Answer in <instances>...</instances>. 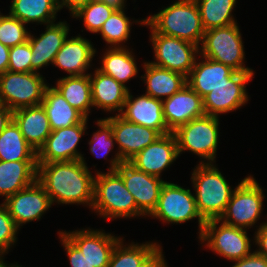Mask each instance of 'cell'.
<instances>
[{
    "mask_svg": "<svg viewBox=\"0 0 267 267\" xmlns=\"http://www.w3.org/2000/svg\"><path fill=\"white\" fill-rule=\"evenodd\" d=\"M37 181L51 202L93 204L94 177L84 160L38 163Z\"/></svg>",
    "mask_w": 267,
    "mask_h": 267,
    "instance_id": "6da1fadb",
    "label": "cell"
},
{
    "mask_svg": "<svg viewBox=\"0 0 267 267\" xmlns=\"http://www.w3.org/2000/svg\"><path fill=\"white\" fill-rule=\"evenodd\" d=\"M141 24L149 25L156 33L186 40L197 46L203 41L205 33L195 0L177 1Z\"/></svg>",
    "mask_w": 267,
    "mask_h": 267,
    "instance_id": "7a4b0ae2",
    "label": "cell"
},
{
    "mask_svg": "<svg viewBox=\"0 0 267 267\" xmlns=\"http://www.w3.org/2000/svg\"><path fill=\"white\" fill-rule=\"evenodd\" d=\"M196 191V207L207 221L219 219L224 213L233 191L221 172L210 163H200L192 178Z\"/></svg>",
    "mask_w": 267,
    "mask_h": 267,
    "instance_id": "3957f363",
    "label": "cell"
},
{
    "mask_svg": "<svg viewBox=\"0 0 267 267\" xmlns=\"http://www.w3.org/2000/svg\"><path fill=\"white\" fill-rule=\"evenodd\" d=\"M92 207L104 218L144 216L116 171H109L107 174L97 173L94 178Z\"/></svg>",
    "mask_w": 267,
    "mask_h": 267,
    "instance_id": "277c9868",
    "label": "cell"
},
{
    "mask_svg": "<svg viewBox=\"0 0 267 267\" xmlns=\"http://www.w3.org/2000/svg\"><path fill=\"white\" fill-rule=\"evenodd\" d=\"M201 43L203 57L228 65L237 72L253 73L243 66L244 48L237 23L206 30Z\"/></svg>",
    "mask_w": 267,
    "mask_h": 267,
    "instance_id": "5b68a950",
    "label": "cell"
},
{
    "mask_svg": "<svg viewBox=\"0 0 267 267\" xmlns=\"http://www.w3.org/2000/svg\"><path fill=\"white\" fill-rule=\"evenodd\" d=\"M47 85L36 72L0 74V102L14 111L23 107L41 105Z\"/></svg>",
    "mask_w": 267,
    "mask_h": 267,
    "instance_id": "8992f818",
    "label": "cell"
},
{
    "mask_svg": "<svg viewBox=\"0 0 267 267\" xmlns=\"http://www.w3.org/2000/svg\"><path fill=\"white\" fill-rule=\"evenodd\" d=\"M256 180L248 176L233 190L224 213L219 218L238 228L252 226L260 218L264 195Z\"/></svg>",
    "mask_w": 267,
    "mask_h": 267,
    "instance_id": "52a82bcc",
    "label": "cell"
},
{
    "mask_svg": "<svg viewBox=\"0 0 267 267\" xmlns=\"http://www.w3.org/2000/svg\"><path fill=\"white\" fill-rule=\"evenodd\" d=\"M218 116L203 115L174 132L179 154L191 150L200 157L213 161L218 144Z\"/></svg>",
    "mask_w": 267,
    "mask_h": 267,
    "instance_id": "ba28073f",
    "label": "cell"
},
{
    "mask_svg": "<svg viewBox=\"0 0 267 267\" xmlns=\"http://www.w3.org/2000/svg\"><path fill=\"white\" fill-rule=\"evenodd\" d=\"M106 120L112 125L115 142L119 144L120 149L111 160L110 172H114L122 162H129L161 136L157 130L129 122L119 114Z\"/></svg>",
    "mask_w": 267,
    "mask_h": 267,
    "instance_id": "9c48e42d",
    "label": "cell"
},
{
    "mask_svg": "<svg viewBox=\"0 0 267 267\" xmlns=\"http://www.w3.org/2000/svg\"><path fill=\"white\" fill-rule=\"evenodd\" d=\"M150 215L171 223H182L198 217L200 235L206 222L197 210L195 196L190 189L169 182L163 184L156 208Z\"/></svg>",
    "mask_w": 267,
    "mask_h": 267,
    "instance_id": "30bf717a",
    "label": "cell"
},
{
    "mask_svg": "<svg viewBox=\"0 0 267 267\" xmlns=\"http://www.w3.org/2000/svg\"><path fill=\"white\" fill-rule=\"evenodd\" d=\"M219 219L207 220L200 235L201 241H208L207 247L229 259L239 260L250 255V239L245 229L221 223Z\"/></svg>",
    "mask_w": 267,
    "mask_h": 267,
    "instance_id": "8fae6325",
    "label": "cell"
},
{
    "mask_svg": "<svg viewBox=\"0 0 267 267\" xmlns=\"http://www.w3.org/2000/svg\"><path fill=\"white\" fill-rule=\"evenodd\" d=\"M151 35L157 59V62L151 63L188 78L195 64L194 54L199 52V46L186 40L156 33L153 29Z\"/></svg>",
    "mask_w": 267,
    "mask_h": 267,
    "instance_id": "7c38bea8",
    "label": "cell"
},
{
    "mask_svg": "<svg viewBox=\"0 0 267 267\" xmlns=\"http://www.w3.org/2000/svg\"><path fill=\"white\" fill-rule=\"evenodd\" d=\"M115 171L122 177L127 190L133 195L137 208L144 215L151 214L156 208L165 181L137 170L129 162H122Z\"/></svg>",
    "mask_w": 267,
    "mask_h": 267,
    "instance_id": "4fadbf2b",
    "label": "cell"
},
{
    "mask_svg": "<svg viewBox=\"0 0 267 267\" xmlns=\"http://www.w3.org/2000/svg\"><path fill=\"white\" fill-rule=\"evenodd\" d=\"M253 73L236 72L227 82L214 88L205 95L203 108L205 115L216 116L236 110L248 100L245 85L252 78Z\"/></svg>",
    "mask_w": 267,
    "mask_h": 267,
    "instance_id": "5bb4252c",
    "label": "cell"
},
{
    "mask_svg": "<svg viewBox=\"0 0 267 267\" xmlns=\"http://www.w3.org/2000/svg\"><path fill=\"white\" fill-rule=\"evenodd\" d=\"M87 118L71 127L53 130L37 152V163L83 160L76 147L86 130Z\"/></svg>",
    "mask_w": 267,
    "mask_h": 267,
    "instance_id": "9a60e30c",
    "label": "cell"
},
{
    "mask_svg": "<svg viewBox=\"0 0 267 267\" xmlns=\"http://www.w3.org/2000/svg\"><path fill=\"white\" fill-rule=\"evenodd\" d=\"M5 200L3 205L18 228L20 224L40 219L52 205L50 197L37 180Z\"/></svg>",
    "mask_w": 267,
    "mask_h": 267,
    "instance_id": "2e32d148",
    "label": "cell"
},
{
    "mask_svg": "<svg viewBox=\"0 0 267 267\" xmlns=\"http://www.w3.org/2000/svg\"><path fill=\"white\" fill-rule=\"evenodd\" d=\"M162 109L171 133L191 120L205 115L202 98L188 84L171 97L162 99Z\"/></svg>",
    "mask_w": 267,
    "mask_h": 267,
    "instance_id": "e0dca14e",
    "label": "cell"
},
{
    "mask_svg": "<svg viewBox=\"0 0 267 267\" xmlns=\"http://www.w3.org/2000/svg\"><path fill=\"white\" fill-rule=\"evenodd\" d=\"M179 156L177 142L173 133L161 135L148 145L129 163L137 170L160 178V173Z\"/></svg>",
    "mask_w": 267,
    "mask_h": 267,
    "instance_id": "ac0fdd59",
    "label": "cell"
},
{
    "mask_svg": "<svg viewBox=\"0 0 267 267\" xmlns=\"http://www.w3.org/2000/svg\"><path fill=\"white\" fill-rule=\"evenodd\" d=\"M128 92L123 105V110L119 114L125 120L157 130L161 135L171 133L168 130L164 119L162 100L149 96L148 94L132 99Z\"/></svg>",
    "mask_w": 267,
    "mask_h": 267,
    "instance_id": "d6986e66",
    "label": "cell"
},
{
    "mask_svg": "<svg viewBox=\"0 0 267 267\" xmlns=\"http://www.w3.org/2000/svg\"><path fill=\"white\" fill-rule=\"evenodd\" d=\"M94 267H108L112 252L121 240L101 231L82 230L64 233Z\"/></svg>",
    "mask_w": 267,
    "mask_h": 267,
    "instance_id": "ffe728a7",
    "label": "cell"
},
{
    "mask_svg": "<svg viewBox=\"0 0 267 267\" xmlns=\"http://www.w3.org/2000/svg\"><path fill=\"white\" fill-rule=\"evenodd\" d=\"M45 33L40 38L29 35L28 42L31 48V72H36L42 66L54 62L56 54L65 42L69 27L64 22L48 24Z\"/></svg>",
    "mask_w": 267,
    "mask_h": 267,
    "instance_id": "44dd1931",
    "label": "cell"
},
{
    "mask_svg": "<svg viewBox=\"0 0 267 267\" xmlns=\"http://www.w3.org/2000/svg\"><path fill=\"white\" fill-rule=\"evenodd\" d=\"M13 120L20 128L26 142L36 152L45 144L52 132L47 114L42 105L23 107L13 111Z\"/></svg>",
    "mask_w": 267,
    "mask_h": 267,
    "instance_id": "7402d4cb",
    "label": "cell"
},
{
    "mask_svg": "<svg viewBox=\"0 0 267 267\" xmlns=\"http://www.w3.org/2000/svg\"><path fill=\"white\" fill-rule=\"evenodd\" d=\"M205 61H195L194 67L187 78V84L203 98L219 85L227 82L237 71L230 66L214 61L210 58ZM190 79V80H189Z\"/></svg>",
    "mask_w": 267,
    "mask_h": 267,
    "instance_id": "603a6c76",
    "label": "cell"
},
{
    "mask_svg": "<svg viewBox=\"0 0 267 267\" xmlns=\"http://www.w3.org/2000/svg\"><path fill=\"white\" fill-rule=\"evenodd\" d=\"M95 54V49L89 42L80 36L66 39L56 54L53 64L64 69L72 76H82L89 67Z\"/></svg>",
    "mask_w": 267,
    "mask_h": 267,
    "instance_id": "cb8c5ba5",
    "label": "cell"
},
{
    "mask_svg": "<svg viewBox=\"0 0 267 267\" xmlns=\"http://www.w3.org/2000/svg\"><path fill=\"white\" fill-rule=\"evenodd\" d=\"M90 82L93 106L107 111L123 110L129 92L125 85L98 69L94 73V78L90 75Z\"/></svg>",
    "mask_w": 267,
    "mask_h": 267,
    "instance_id": "d4e9b609",
    "label": "cell"
},
{
    "mask_svg": "<svg viewBox=\"0 0 267 267\" xmlns=\"http://www.w3.org/2000/svg\"><path fill=\"white\" fill-rule=\"evenodd\" d=\"M37 161H1L0 195L8 198L37 180Z\"/></svg>",
    "mask_w": 267,
    "mask_h": 267,
    "instance_id": "484cf974",
    "label": "cell"
},
{
    "mask_svg": "<svg viewBox=\"0 0 267 267\" xmlns=\"http://www.w3.org/2000/svg\"><path fill=\"white\" fill-rule=\"evenodd\" d=\"M41 105L47 114L52 131L71 127L85 119L55 87H46Z\"/></svg>",
    "mask_w": 267,
    "mask_h": 267,
    "instance_id": "4316f807",
    "label": "cell"
},
{
    "mask_svg": "<svg viewBox=\"0 0 267 267\" xmlns=\"http://www.w3.org/2000/svg\"><path fill=\"white\" fill-rule=\"evenodd\" d=\"M144 67L146 77L142 78L146 79V94L156 99L162 100L163 96L167 99L187 84V77L180 73L155 66L150 62L145 63Z\"/></svg>",
    "mask_w": 267,
    "mask_h": 267,
    "instance_id": "83f0119b",
    "label": "cell"
},
{
    "mask_svg": "<svg viewBox=\"0 0 267 267\" xmlns=\"http://www.w3.org/2000/svg\"><path fill=\"white\" fill-rule=\"evenodd\" d=\"M55 88L72 107L88 118V110L93 106L90 74L67 76L60 79Z\"/></svg>",
    "mask_w": 267,
    "mask_h": 267,
    "instance_id": "f1b7e54d",
    "label": "cell"
},
{
    "mask_svg": "<svg viewBox=\"0 0 267 267\" xmlns=\"http://www.w3.org/2000/svg\"><path fill=\"white\" fill-rule=\"evenodd\" d=\"M0 160L37 161V152L26 142L14 120L0 133Z\"/></svg>",
    "mask_w": 267,
    "mask_h": 267,
    "instance_id": "f546056e",
    "label": "cell"
},
{
    "mask_svg": "<svg viewBox=\"0 0 267 267\" xmlns=\"http://www.w3.org/2000/svg\"><path fill=\"white\" fill-rule=\"evenodd\" d=\"M9 14L26 23L52 24L61 9L59 0H13Z\"/></svg>",
    "mask_w": 267,
    "mask_h": 267,
    "instance_id": "4dcf8cb0",
    "label": "cell"
},
{
    "mask_svg": "<svg viewBox=\"0 0 267 267\" xmlns=\"http://www.w3.org/2000/svg\"><path fill=\"white\" fill-rule=\"evenodd\" d=\"M100 72L109 75L117 82L125 85L131 77L136 76L137 66L129 50L123 47H114L104 54Z\"/></svg>",
    "mask_w": 267,
    "mask_h": 267,
    "instance_id": "1f68e13d",
    "label": "cell"
},
{
    "mask_svg": "<svg viewBox=\"0 0 267 267\" xmlns=\"http://www.w3.org/2000/svg\"><path fill=\"white\" fill-rule=\"evenodd\" d=\"M204 30L235 24L231 12L236 0H195Z\"/></svg>",
    "mask_w": 267,
    "mask_h": 267,
    "instance_id": "d6a6232c",
    "label": "cell"
},
{
    "mask_svg": "<svg viewBox=\"0 0 267 267\" xmlns=\"http://www.w3.org/2000/svg\"><path fill=\"white\" fill-rule=\"evenodd\" d=\"M121 240L116 244L108 267H139L142 262L158 247L155 244H131L124 247ZM123 248V249H122Z\"/></svg>",
    "mask_w": 267,
    "mask_h": 267,
    "instance_id": "836d02e7",
    "label": "cell"
},
{
    "mask_svg": "<svg viewBox=\"0 0 267 267\" xmlns=\"http://www.w3.org/2000/svg\"><path fill=\"white\" fill-rule=\"evenodd\" d=\"M130 21L126 17L123 9H115L110 17L104 22L101 30L104 40L112 47H117L116 45L127 41L130 35Z\"/></svg>",
    "mask_w": 267,
    "mask_h": 267,
    "instance_id": "e575fe53",
    "label": "cell"
},
{
    "mask_svg": "<svg viewBox=\"0 0 267 267\" xmlns=\"http://www.w3.org/2000/svg\"><path fill=\"white\" fill-rule=\"evenodd\" d=\"M114 10L115 8L113 6L103 2H91L80 7L73 13V17H83L86 29L90 32L97 33Z\"/></svg>",
    "mask_w": 267,
    "mask_h": 267,
    "instance_id": "d590c367",
    "label": "cell"
},
{
    "mask_svg": "<svg viewBox=\"0 0 267 267\" xmlns=\"http://www.w3.org/2000/svg\"><path fill=\"white\" fill-rule=\"evenodd\" d=\"M23 24L25 23L10 14L0 15V42L9 48L27 42L30 33Z\"/></svg>",
    "mask_w": 267,
    "mask_h": 267,
    "instance_id": "8d00e7d4",
    "label": "cell"
},
{
    "mask_svg": "<svg viewBox=\"0 0 267 267\" xmlns=\"http://www.w3.org/2000/svg\"><path fill=\"white\" fill-rule=\"evenodd\" d=\"M31 48L29 42L10 48L8 71L17 73L31 72Z\"/></svg>",
    "mask_w": 267,
    "mask_h": 267,
    "instance_id": "74e56055",
    "label": "cell"
},
{
    "mask_svg": "<svg viewBox=\"0 0 267 267\" xmlns=\"http://www.w3.org/2000/svg\"><path fill=\"white\" fill-rule=\"evenodd\" d=\"M100 130L93 134V139L89 142L90 151L97 158L100 157L99 153H96L99 149H102L105 153L104 157L112 150L114 144V135L112 131V125L106 120L101 119L97 122ZM98 148V149H97Z\"/></svg>",
    "mask_w": 267,
    "mask_h": 267,
    "instance_id": "f35d334b",
    "label": "cell"
},
{
    "mask_svg": "<svg viewBox=\"0 0 267 267\" xmlns=\"http://www.w3.org/2000/svg\"><path fill=\"white\" fill-rule=\"evenodd\" d=\"M18 227L8 213L7 208L0 206V255L4 254L10 245L16 241Z\"/></svg>",
    "mask_w": 267,
    "mask_h": 267,
    "instance_id": "ab89813d",
    "label": "cell"
},
{
    "mask_svg": "<svg viewBox=\"0 0 267 267\" xmlns=\"http://www.w3.org/2000/svg\"><path fill=\"white\" fill-rule=\"evenodd\" d=\"M62 243L67 251L70 265L72 267H94L87 258L83 255L82 251L64 234L60 232Z\"/></svg>",
    "mask_w": 267,
    "mask_h": 267,
    "instance_id": "60d3db41",
    "label": "cell"
},
{
    "mask_svg": "<svg viewBox=\"0 0 267 267\" xmlns=\"http://www.w3.org/2000/svg\"><path fill=\"white\" fill-rule=\"evenodd\" d=\"M235 262L232 267H267V258L256 251Z\"/></svg>",
    "mask_w": 267,
    "mask_h": 267,
    "instance_id": "b9f144b4",
    "label": "cell"
},
{
    "mask_svg": "<svg viewBox=\"0 0 267 267\" xmlns=\"http://www.w3.org/2000/svg\"><path fill=\"white\" fill-rule=\"evenodd\" d=\"M158 246L139 267H167L162 255V250Z\"/></svg>",
    "mask_w": 267,
    "mask_h": 267,
    "instance_id": "7bdbcfd3",
    "label": "cell"
},
{
    "mask_svg": "<svg viewBox=\"0 0 267 267\" xmlns=\"http://www.w3.org/2000/svg\"><path fill=\"white\" fill-rule=\"evenodd\" d=\"M255 242L259 245V251H256L258 254L265 256L267 258V223L260 225L256 236Z\"/></svg>",
    "mask_w": 267,
    "mask_h": 267,
    "instance_id": "ee69618b",
    "label": "cell"
},
{
    "mask_svg": "<svg viewBox=\"0 0 267 267\" xmlns=\"http://www.w3.org/2000/svg\"><path fill=\"white\" fill-rule=\"evenodd\" d=\"M13 120V111L5 105H0V133L9 125Z\"/></svg>",
    "mask_w": 267,
    "mask_h": 267,
    "instance_id": "f6af8a7d",
    "label": "cell"
},
{
    "mask_svg": "<svg viewBox=\"0 0 267 267\" xmlns=\"http://www.w3.org/2000/svg\"><path fill=\"white\" fill-rule=\"evenodd\" d=\"M10 48L0 42V74L8 70Z\"/></svg>",
    "mask_w": 267,
    "mask_h": 267,
    "instance_id": "bcb514c9",
    "label": "cell"
},
{
    "mask_svg": "<svg viewBox=\"0 0 267 267\" xmlns=\"http://www.w3.org/2000/svg\"><path fill=\"white\" fill-rule=\"evenodd\" d=\"M91 3V0H62L60 2L61 9L63 6L69 8L71 13H75L80 7Z\"/></svg>",
    "mask_w": 267,
    "mask_h": 267,
    "instance_id": "7dc6e473",
    "label": "cell"
},
{
    "mask_svg": "<svg viewBox=\"0 0 267 267\" xmlns=\"http://www.w3.org/2000/svg\"><path fill=\"white\" fill-rule=\"evenodd\" d=\"M91 2H103L107 5L113 6L115 9L124 8V0H91Z\"/></svg>",
    "mask_w": 267,
    "mask_h": 267,
    "instance_id": "c3c4849f",
    "label": "cell"
},
{
    "mask_svg": "<svg viewBox=\"0 0 267 267\" xmlns=\"http://www.w3.org/2000/svg\"><path fill=\"white\" fill-rule=\"evenodd\" d=\"M2 256H0V267H16V265H12V266H7L6 263L3 262V260L1 259Z\"/></svg>",
    "mask_w": 267,
    "mask_h": 267,
    "instance_id": "681fc988",
    "label": "cell"
}]
</instances>
